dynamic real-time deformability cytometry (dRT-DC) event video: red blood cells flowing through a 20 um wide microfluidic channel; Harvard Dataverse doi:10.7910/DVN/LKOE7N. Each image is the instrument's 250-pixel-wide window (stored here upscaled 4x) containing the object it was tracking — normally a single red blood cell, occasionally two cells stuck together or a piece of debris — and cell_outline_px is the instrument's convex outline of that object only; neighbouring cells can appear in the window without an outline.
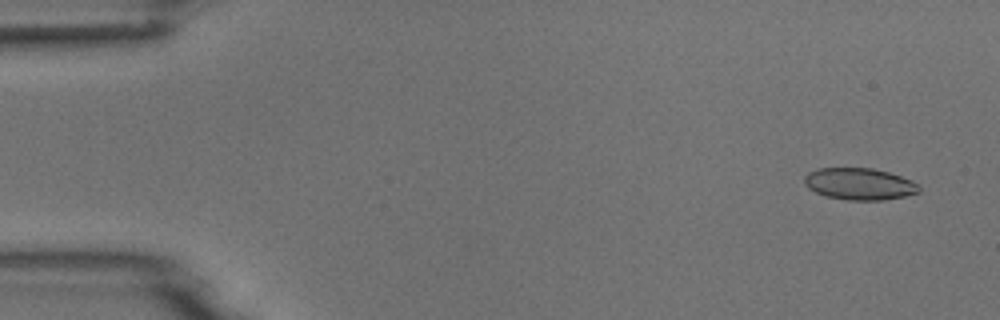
{"species": "common noctule bat (a hibernating species)", "species_latin": "Nyctalus noctula", "temperature_condition": "room temperature", "stored_images_in_passage": 4, "camera_frame_rate_fps": 3000, "um_per_image_px": 0.085, "animal": {"sex": "male", "body_mass_g": 18.8}, "frame": {"image": 1, "passage_image": 1, "time_ms": 0.0, "image_size_px": [1000, 320], "cell_outline_px": [[920, 192], [904, 196], [884, 200], [848, 200], [828, 196], [816, 192], [808, 188], [804, 184], [804, 176], [808, 172], [816, 168], [872, 168], [888, 172], [912, 180], [920, 188]], "centroid_in_image_um": [73.03, 15.63], "position_along_channel_um": 12.0, "area_um2": 21.21}}